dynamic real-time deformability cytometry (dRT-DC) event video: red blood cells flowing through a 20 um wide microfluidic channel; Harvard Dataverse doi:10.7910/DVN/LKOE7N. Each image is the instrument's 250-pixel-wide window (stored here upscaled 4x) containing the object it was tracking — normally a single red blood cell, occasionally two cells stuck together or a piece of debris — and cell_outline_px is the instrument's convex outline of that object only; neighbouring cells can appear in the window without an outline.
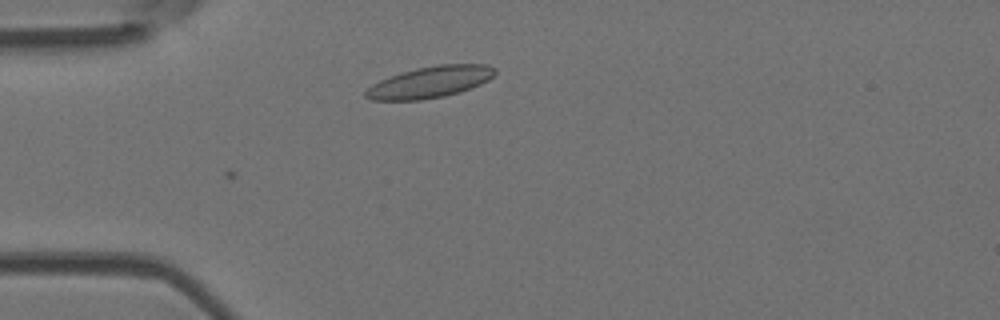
{"species": "Egyptian fruit bat (a non-hibernating species)", "species_latin": "Rousettus aegyptiacus", "temperature_condition": "room temperature", "stored_images_in_passage": 3, "camera_frame_rate_fps": 3000, "um_per_image_px": 0.085, "animal": {"sex": "female"}, "frame": {"image": 1, "passage_image": 3, "time_ms": 0.667, "image_size_px": [1000, 320], "cell_outline_px": [[496, 72], [488, 80], [480, 84], [460, 92], [444, 96], [420, 100], [372, 100], [364, 96], [364, 92], [372, 84], [380, 80], [416, 68], [440, 64], [488, 64], [496, 68]], "centroid_in_image_um": [36.57, 6.98], "position_along_channel_um": 48.4, "area_um2": 23.52}}